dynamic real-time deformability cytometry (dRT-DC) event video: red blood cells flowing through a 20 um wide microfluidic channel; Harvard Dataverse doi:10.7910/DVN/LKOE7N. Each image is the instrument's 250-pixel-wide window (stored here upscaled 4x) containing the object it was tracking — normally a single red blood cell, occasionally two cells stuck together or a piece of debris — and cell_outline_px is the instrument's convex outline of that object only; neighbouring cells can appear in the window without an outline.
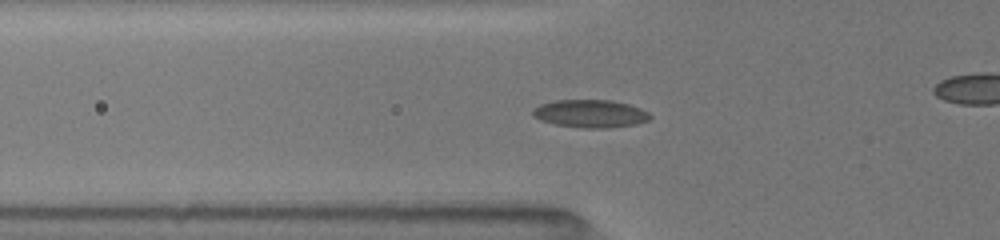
{"species": "common noctule bat (a hibernating species)", "species_latin": "Nyctalus noctula", "temperature_condition": "room temperature", "stored_images_in_passage": 49, "camera_frame_rate_fps": 3000, "um_per_image_px": 0.085, "animal": {"sex": "female", "body_mass_g": 19.5, "forearm_length_mm": 54.1}, "frame": {"image": 1, "passage_image": 15, "time_ms": 4.667, "image_size_px": [1000, 240], "cell_outline_px": [[652, 116], [648, 120], [636, 124], [608, 128], [584, 128], [556, 124], [540, 120], [532, 116], [532, 108], [540, 104], [556, 100], [612, 100], [628, 104], [640, 108], [648, 112]], "centroid_in_image_um": [50.16, 9.65], "position_along_channel_um": 75.6, "area_um2": 19.07}}
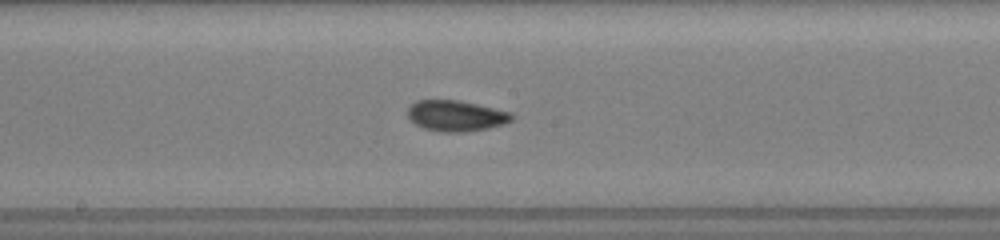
{"frame": {"image": 2, "passage_image": 25, "time_ms": 8.0, "image_size_px": [1000, 240], "cell_outline_px": [[512, 120], [504, 124], [488, 128], [464, 132], [444, 132], [424, 128], [416, 124], [408, 116], [408, 108], [416, 100], [460, 100], [512, 112]], "centroid_in_image_um": [38.78, 9.83], "position_along_channel_um": 209.4, "area_um2": 18.61}}
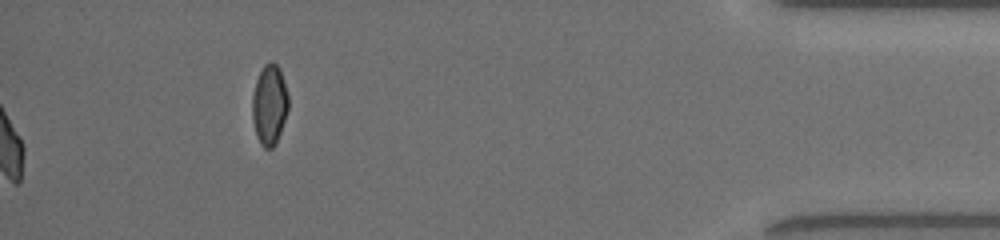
{"frame": {"image": 3, "passage_image": 49, "time_ms": 16.0, "image_size_px": [1000, 240], "cell_outline_px": [[288, 108], [276, 144], [272, 148], [264, 148], [260, 144], [256, 136], [252, 120], [252, 96], [256, 80], [264, 64], [272, 60], [280, 68], [288, 96]], "centroid_in_image_um": [22.88, 8.9], "position_along_channel_um": 412.3, "area_um2": 16.94}, "authors_computed_cell_mechanics": {"area_um2": 17.9758, "velocity_mm_per_s": 4.0087, "shape_relaxation_time_tau1_ms": 4.3286, "shape_relaxation_time_tau2_ms": 1.6725, "deformation_change_tau1": 0.1394, "deformation_change_tau2": 0.0593}}